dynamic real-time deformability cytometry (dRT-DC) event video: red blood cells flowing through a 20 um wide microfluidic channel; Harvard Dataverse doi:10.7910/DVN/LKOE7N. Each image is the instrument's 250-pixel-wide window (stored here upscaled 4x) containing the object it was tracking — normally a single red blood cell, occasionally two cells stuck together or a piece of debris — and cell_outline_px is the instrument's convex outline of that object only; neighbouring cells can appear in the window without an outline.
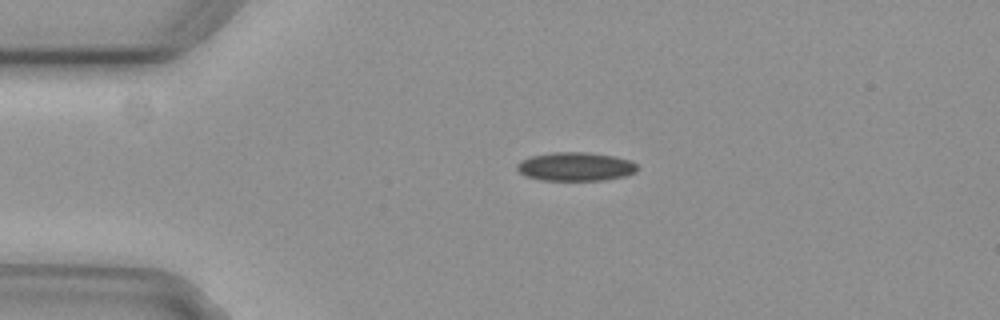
{"species": "common noctule bat (a hibernating species)", "species_latin": "Nyctalus noctula", "temperature_condition": "cold", "stored_images_in_passage": 2, "camera_frame_rate_fps": 3000, "um_per_image_px": 0.085, "animal": {"sex": "female", "body_mass_g": 29.2, "forearm_length_mm": 56.3}, "frame": {"image": 1, "passage_image": 1, "time_ms": 0.0, "image_size_px": [1000, 320], "cell_outline_px": [[636, 172], [624, 176], [604, 180], [540, 180], [524, 176], [516, 168], [516, 164], [520, 160], [532, 156], [552, 152], [588, 152], [616, 156], [632, 160], [636, 164]], "centroid_in_image_um": [48.91, 14.15], "position_along_channel_um": 36.1, "area_um2": 20.29}}